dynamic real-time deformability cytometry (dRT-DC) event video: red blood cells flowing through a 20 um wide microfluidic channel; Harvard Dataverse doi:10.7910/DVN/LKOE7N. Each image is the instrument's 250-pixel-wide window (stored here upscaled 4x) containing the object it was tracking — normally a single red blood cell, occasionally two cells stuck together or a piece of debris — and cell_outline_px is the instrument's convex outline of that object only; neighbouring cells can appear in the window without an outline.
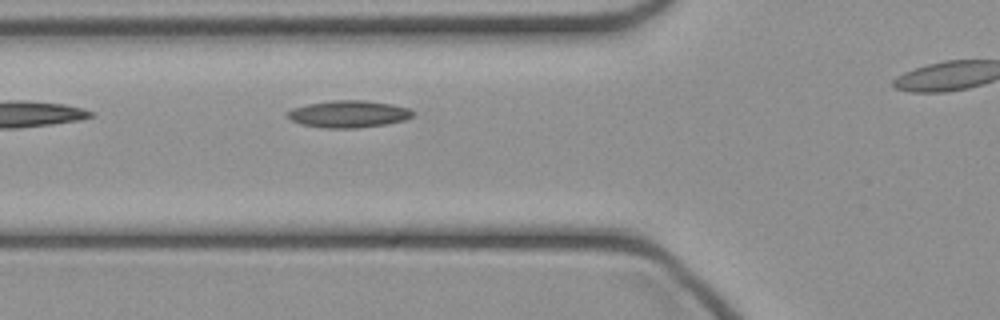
{"species": "common noctule bat (a hibernating species)", "species_latin": "Nyctalus noctula", "temperature_condition": "cold", "stored_images_in_passage": 26, "camera_frame_rate_fps": 3000, "um_per_image_px": 0.085, "animal": {"sex": "female", "body_mass_g": 21.9}, "frame": {"image": 1, "passage_image": 3, "time_ms": 0.667, "image_size_px": [1000, 320], "cell_outline_px": [[416, 112], [412, 116], [404, 120], [384, 124], [356, 128], [324, 128], [300, 124], [292, 120], [288, 116], [288, 112], [292, 108], [308, 104], [332, 100], [368, 100], [392, 104], [408, 108]], "centroid_in_image_um": [29.64, 9.68], "position_along_channel_um": 96.2, "area_um2": 19.71}}
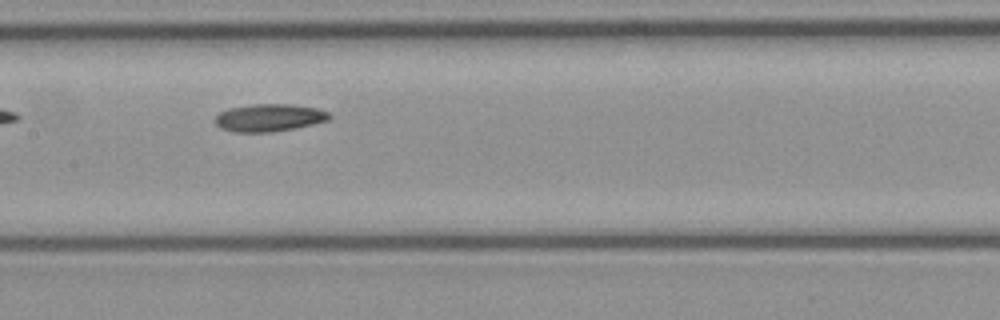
{"frame": {"image": 2, "passage_image": 9, "time_ms": 2.667, "image_size_px": [1000, 320], "cell_outline_px": [[332, 116], [328, 120], [312, 124], [292, 128], [268, 132], [232, 132], [220, 128], [216, 124], [216, 116], [220, 112], [228, 108], [252, 104], [288, 104], [316, 108], [328, 112]], "centroid_in_image_um": [22.85, 10.0], "position_along_channel_um": 184.6, "area_um2": 18.15}}
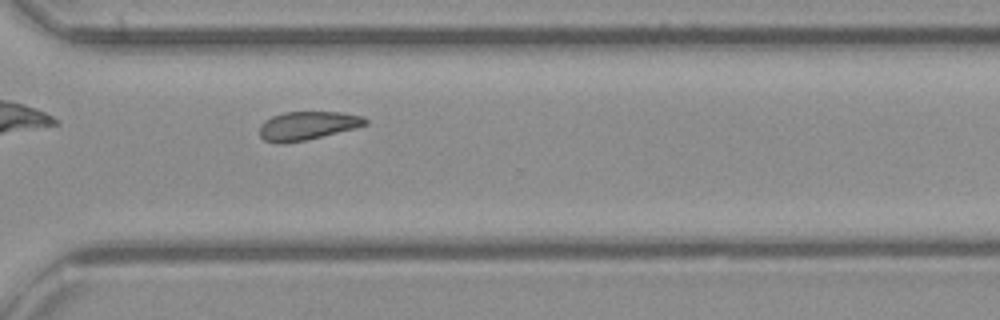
{"frame": {"image": 3, "passage_image": 20, "time_ms": 6.333, "image_size_px": [1000, 320], "cell_outline_px": [[368, 124], [356, 128], [304, 140], [284, 144], [276, 144], [264, 140], [260, 136], [260, 124], [264, 120], [272, 116], [284, 112], [340, 112], [364, 116], [368, 120]], "centroid_in_image_um": [26.12, 10.68], "position_along_channel_um": 344.5, "area_um2": 17.69}}